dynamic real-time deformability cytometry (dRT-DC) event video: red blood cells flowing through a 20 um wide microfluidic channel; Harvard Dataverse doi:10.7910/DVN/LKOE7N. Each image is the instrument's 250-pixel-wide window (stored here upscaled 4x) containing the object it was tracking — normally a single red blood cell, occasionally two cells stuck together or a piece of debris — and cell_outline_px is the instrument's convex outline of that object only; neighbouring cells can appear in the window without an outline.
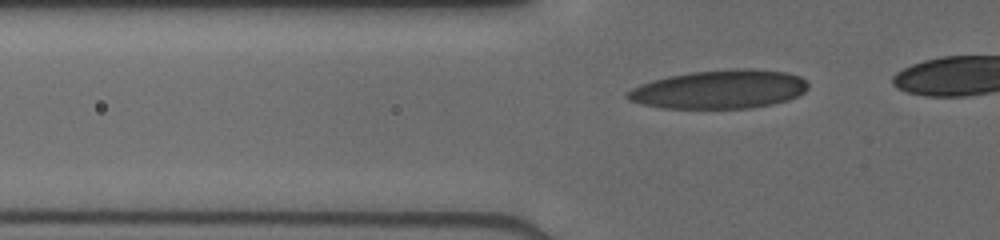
{"species": "human", "species_latin": "Homo sapiens", "temperature_condition": "cold", "stored_images_in_passage": 41, "camera_frame_rate_fps": 3000, "um_per_image_px": 0.085, "donor": {"sex": "male"}, "frame": {"image": 1, "passage_image": 14, "time_ms": 4.333, "image_size_px": [1000, 240], "cell_outline_px": [[808, 88], [804, 92], [788, 100], [772, 104], [752, 108], [664, 108], [644, 104], [628, 100], [624, 96], [632, 88], [640, 84], [652, 80], [668, 76], [692, 72], [732, 68], [752, 68], [788, 72], [800, 76], [808, 84]], "centroid_in_image_um": [61.17, 7.58], "position_along_channel_um": 64.6, "area_um2": 40.86}}
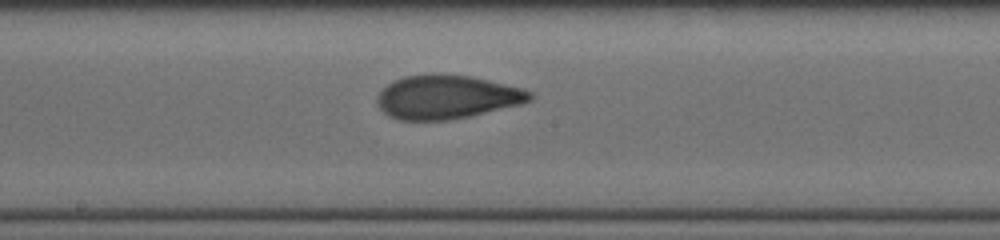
{"frame": {"image": 2, "passage_image": 25, "time_ms": 8.0, "image_size_px": [1000, 240], "cell_outline_px": [[532, 100], [520, 104], [468, 116], [448, 120], [400, 120], [384, 112], [380, 108], [376, 100], [376, 96], [388, 84], [404, 76], [468, 76], [488, 80], [520, 88], [532, 92]], "centroid_in_image_um": [37.97, 8.27], "position_along_channel_um": 210.2, "area_um2": 37.74}}
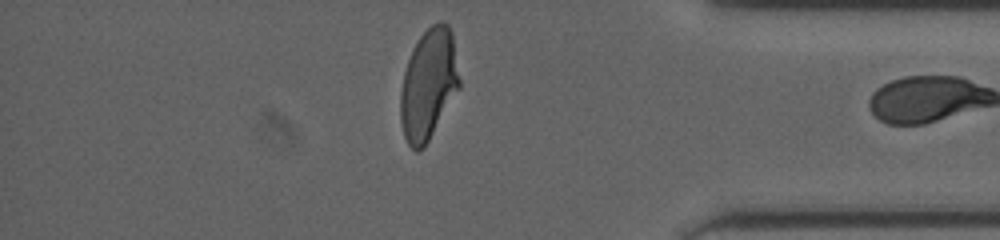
{"frame": {"image": 3, "passage_image": 40, "time_ms": 13.0, "image_size_px": [1000, 240], "cell_outline_px": [[460, 88], [424, 148], [416, 152], [408, 144], [404, 136], [400, 120], [400, 92], [404, 72], [412, 48], [420, 36], [432, 24], [440, 20], [448, 24], [452, 32], [460, 80]], "centroid_in_image_um": [36.42, 7.17], "position_along_channel_um": 398.8, "area_um2": 38.21}}